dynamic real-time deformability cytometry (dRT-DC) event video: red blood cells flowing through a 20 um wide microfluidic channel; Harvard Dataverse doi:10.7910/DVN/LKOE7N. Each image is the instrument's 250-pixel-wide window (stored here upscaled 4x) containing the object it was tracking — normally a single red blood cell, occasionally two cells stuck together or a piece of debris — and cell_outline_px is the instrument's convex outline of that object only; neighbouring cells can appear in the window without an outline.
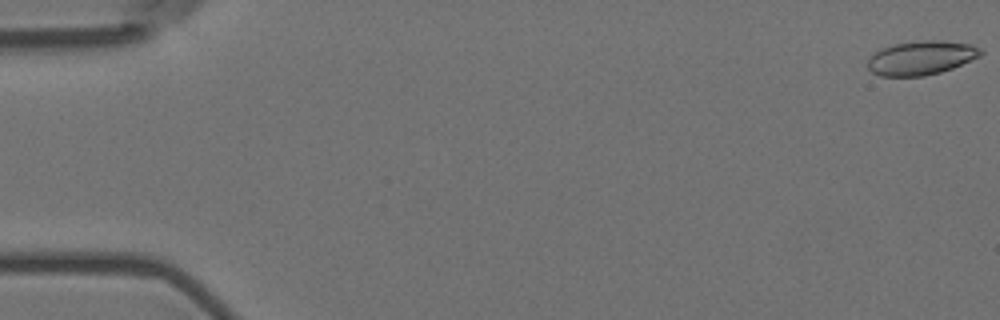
{"species": "Egyptian fruit bat (a non-hibernating species)", "species_latin": "Rousettus aegyptiacus", "temperature_condition": "room temperature", "stored_images_in_passage": 9, "camera_frame_rate_fps": 3000, "um_per_image_px": 0.085, "animal": {"sex": "female"}, "frame": {"image": 1, "passage_image": 1, "time_ms": 0.0, "image_size_px": [1000, 320], "cell_outline_px": [[984, 52], [980, 56], [952, 68], [940, 72], [924, 76], [880, 76], [872, 72], [868, 68], [868, 60], [880, 48], [896, 44], [924, 40], [944, 40], [972, 44], [980, 48]], "centroid_in_image_um": [78.33, 4.91], "position_along_channel_um": 6.7, "area_um2": 22.31}}
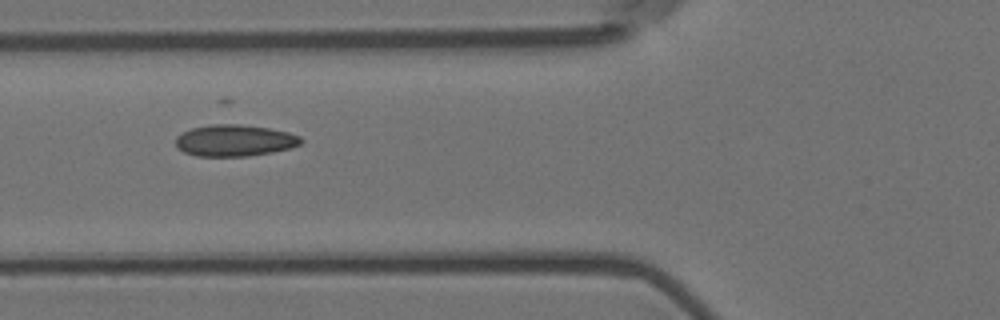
{"frame": {"image": 2, "passage_image": 7, "time_ms": 2.0, "image_size_px": [1000, 320], "cell_outline_px": [[304, 140], [300, 144], [292, 148], [272, 152], [248, 156], [196, 156], [184, 152], [176, 148], [176, 136], [192, 128], [224, 120], [268, 128], [288, 132], [300, 136]], "centroid_in_image_um": [19.93, 11.9], "position_along_channel_um": 105.9, "area_um2": 23.81}}
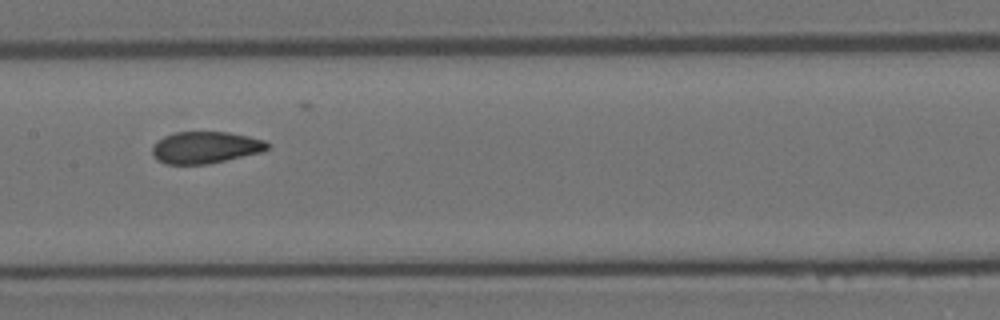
{"frame": {"image": 3, "passage_image": 9, "time_ms": 2.667, "image_size_px": [1000, 320], "cell_outline_px": [[268, 148], [260, 152], [208, 164], [164, 164], [156, 160], [152, 156], [152, 148], [164, 136], [176, 132], [228, 132], [248, 136], [264, 140], [268, 144]], "centroid_in_image_um": [17.42, 12.54], "position_along_channel_um": 190.0, "area_um2": 21.15}}